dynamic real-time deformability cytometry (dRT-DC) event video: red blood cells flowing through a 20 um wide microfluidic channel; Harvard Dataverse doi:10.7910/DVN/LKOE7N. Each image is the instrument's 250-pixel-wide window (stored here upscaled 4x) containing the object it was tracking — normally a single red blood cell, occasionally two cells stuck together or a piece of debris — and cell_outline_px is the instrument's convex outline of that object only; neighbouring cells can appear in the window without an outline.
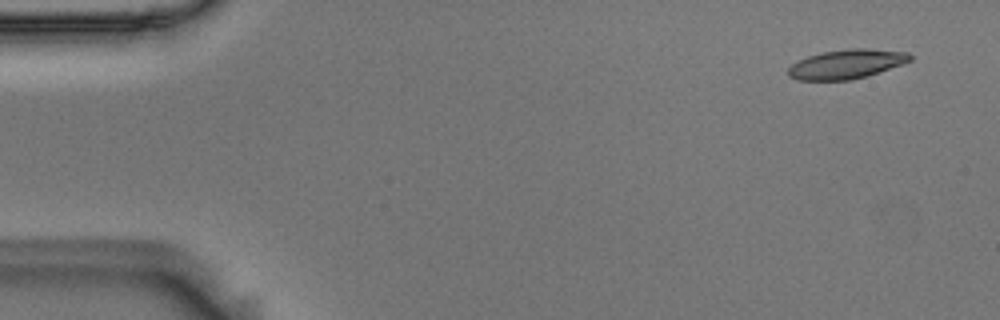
{"species": "Egyptian fruit bat (a non-hibernating species)", "species_latin": "Rousettus aegyptiacus", "temperature_condition": "room temperature", "stored_images_in_passage": 4, "segment_of_instrument_passage": [2, 2], "camera_frame_rate_fps": 3000, "um_per_image_px": 0.085, "animal": {"sex": "male"}, "frame": {"image": 1, "passage_image": 4, "time_ms": 1.0, "image_size_px": [1000, 320], "cell_outline_px": [[912, 60], [868, 76], [852, 80], [796, 80], [788, 76], [788, 68], [792, 64], [808, 56], [824, 52], [848, 48], [868, 48], [908, 52], [912, 56]], "centroid_in_image_um": [71.96, 5.45], "position_along_channel_um": 13.0, "area_um2": 20.81}}